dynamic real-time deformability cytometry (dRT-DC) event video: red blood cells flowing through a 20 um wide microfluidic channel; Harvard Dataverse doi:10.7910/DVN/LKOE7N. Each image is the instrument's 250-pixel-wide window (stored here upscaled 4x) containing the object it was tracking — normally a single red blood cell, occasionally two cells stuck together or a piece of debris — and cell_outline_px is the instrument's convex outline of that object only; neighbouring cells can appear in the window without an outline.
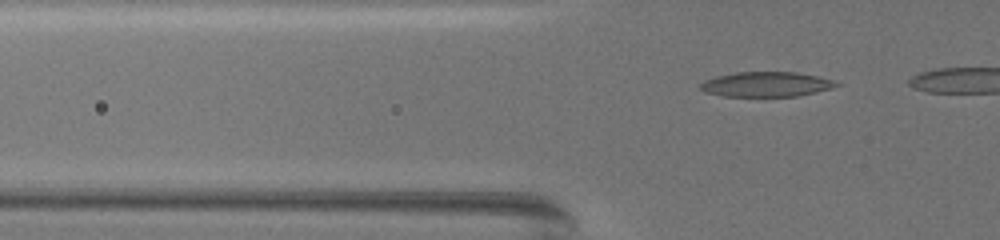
{"species": "common noctule bat (a hibernating species)", "species_latin": "Nyctalus noctula", "temperature_condition": "warm", "stored_images_in_passage": 14, "camera_frame_rate_fps": 3000, "um_per_image_px": 0.085, "animal": {"sex": "female", "body_mass_g": 19.5, "forearm_length_mm": 54.1}, "frame": {"image": 1, "passage_image": 5, "time_ms": 1.333, "image_size_px": [1000, 240], "cell_outline_px": [[840, 84], [832, 88], [816, 92], [796, 96], [724, 96], [704, 92], [700, 88], [700, 84], [704, 80], [716, 76], [736, 72], [796, 72], [820, 76], [832, 80]], "centroid_in_image_um": [65.12, 7.16], "position_along_channel_um": 60.7, "area_um2": 19.71}}
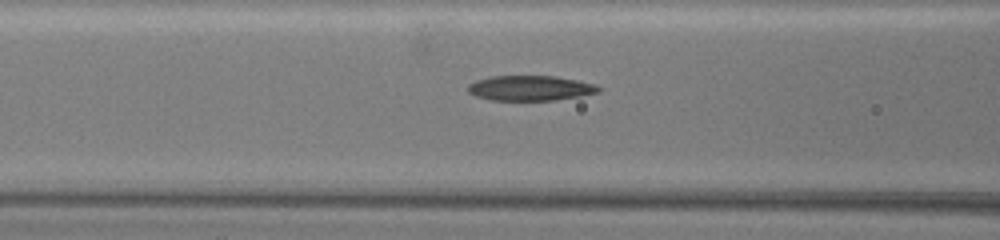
{"frame": {"image": 2, "passage_image": 12, "time_ms": 3.667, "image_size_px": [1000, 240], "cell_outline_px": [[600, 92], [580, 96], [556, 100], [492, 100], [476, 96], [468, 92], [468, 84], [476, 80], [492, 76], [552, 76], [576, 80], [596, 84], [600, 88]], "centroid_in_image_um": [45.07, 7.49], "position_along_channel_um": 121.5, "area_um2": 19.02}}